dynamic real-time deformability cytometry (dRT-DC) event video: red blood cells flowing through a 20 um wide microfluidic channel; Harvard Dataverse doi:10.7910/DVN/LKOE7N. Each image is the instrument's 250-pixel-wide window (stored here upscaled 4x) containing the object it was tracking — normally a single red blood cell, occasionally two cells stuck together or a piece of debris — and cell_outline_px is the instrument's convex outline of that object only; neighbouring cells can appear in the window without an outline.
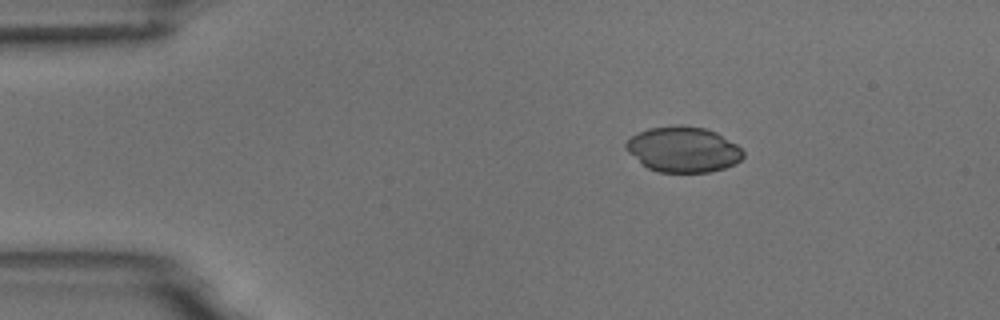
{"species": "common noctule bat (a hibernating species)", "species_latin": "Nyctalus noctula", "temperature_condition": "room temperature", "stored_images_in_passage": 3, "camera_frame_rate_fps": 3000, "um_per_image_px": 0.085, "animal": {"sex": "male", "body_mass_g": 18.8}, "frame": {"image": 1, "passage_image": 1, "time_ms": 0.0, "image_size_px": [1000, 320], "cell_outline_px": [[744, 156], [736, 164], [712, 172], [660, 172], [648, 168], [628, 152], [624, 148], [624, 144], [636, 132], [648, 128], [680, 124], [704, 128], [716, 132], [736, 144], [744, 152]], "centroid_in_image_um": [58.07, 12.69], "position_along_channel_um": 26.9, "area_um2": 31.21}}